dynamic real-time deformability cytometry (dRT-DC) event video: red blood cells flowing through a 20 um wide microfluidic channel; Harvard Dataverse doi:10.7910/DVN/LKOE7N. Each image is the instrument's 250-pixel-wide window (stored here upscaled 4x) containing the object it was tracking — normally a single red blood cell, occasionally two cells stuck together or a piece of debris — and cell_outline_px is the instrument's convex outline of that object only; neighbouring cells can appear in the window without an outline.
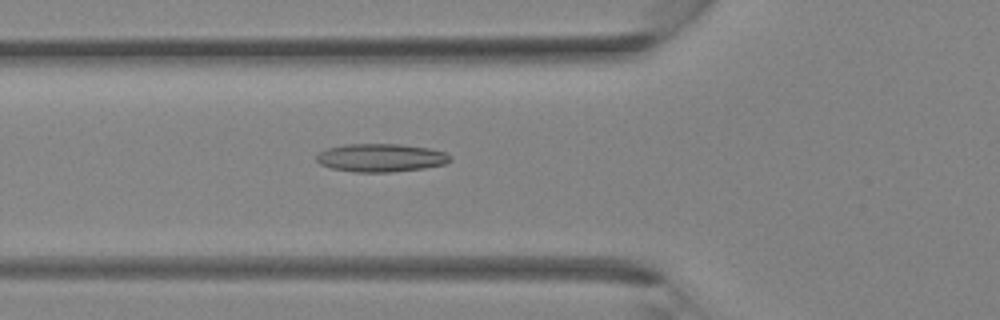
{"species": "Egyptian fruit bat (a non-hibernating species)", "species_latin": "Rousettus aegyptiacus", "temperature_condition": "room temperature", "stored_images_in_passage": 30, "camera_frame_rate_fps": 3000, "um_per_image_px": 0.085, "animal": {"sex": "female"}, "frame": {"image": 1, "passage_image": 7, "time_ms": 2.0, "image_size_px": [1000, 320], "cell_outline_px": [[452, 160], [444, 164], [424, 168], [392, 172], [356, 172], [332, 168], [320, 164], [316, 160], [316, 156], [324, 148], [344, 144], [400, 144], [428, 148], [444, 152], [452, 156]], "centroid_in_image_um": [32.36, 13.4], "position_along_channel_um": 93.4, "area_um2": 22.02}}
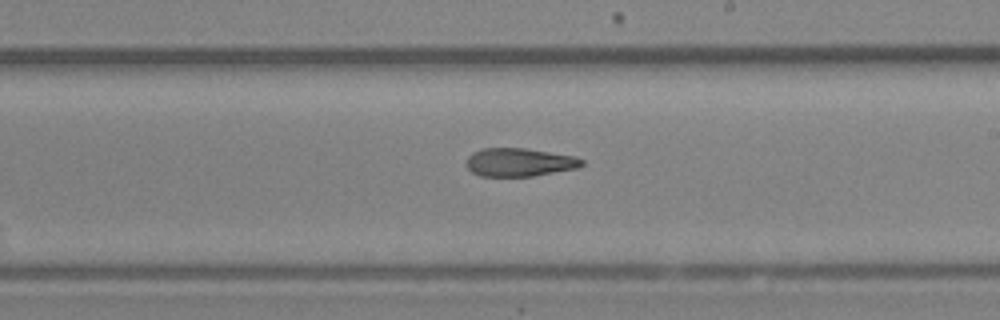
{"frame": {"image": 2, "passage_image": 15, "time_ms": 4.667, "image_size_px": [1000, 320], "cell_outline_px": [[584, 164], [576, 168], [532, 176], [480, 176], [472, 172], [468, 168], [468, 156], [472, 152], [484, 148], [524, 148], [576, 156], [584, 160]], "centroid_in_image_um": [44.16, 13.79], "position_along_channel_um": 244.8, "area_um2": 18.9}}
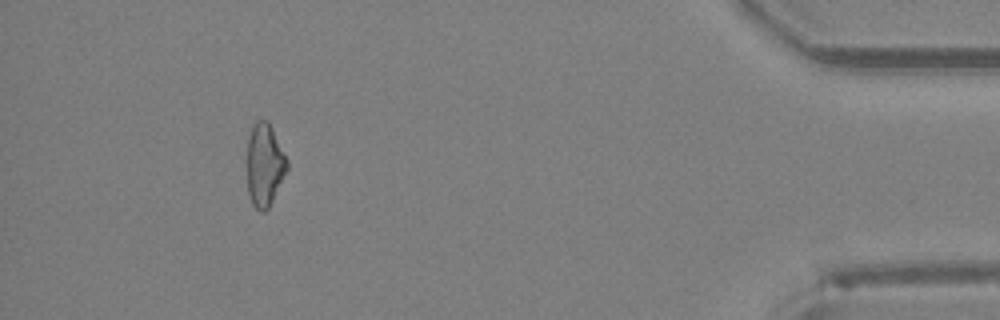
{"frame": {"image": 3, "passage_image": 27, "time_ms": 8.667, "image_size_px": [1000, 320], "cell_outline_px": [[288, 168], [268, 208], [264, 212], [260, 212], [252, 204], [248, 192], [248, 140], [252, 124], [256, 120], [268, 120], [288, 160]], "centroid_in_image_um": [22.49, 13.99], "position_along_channel_um": 412.7, "area_um2": 19.13}}